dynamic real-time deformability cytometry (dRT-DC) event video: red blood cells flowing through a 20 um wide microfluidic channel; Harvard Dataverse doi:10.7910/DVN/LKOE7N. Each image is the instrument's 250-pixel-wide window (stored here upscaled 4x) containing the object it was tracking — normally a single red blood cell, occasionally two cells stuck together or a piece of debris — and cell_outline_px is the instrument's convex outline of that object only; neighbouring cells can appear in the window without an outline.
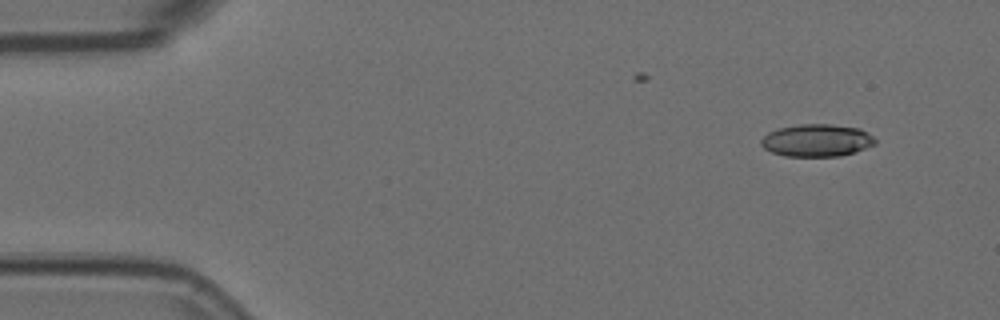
{"species": "Egyptian fruit bat (a non-hibernating species)", "species_latin": "Rousettus aegyptiacus", "temperature_condition": "room temperature", "stored_images_in_passage": 5, "camera_frame_rate_fps": 3000, "um_per_image_px": 0.085, "animal": {"sex": "female"}, "frame": {"image": 1, "passage_image": 1, "time_ms": 0.0, "image_size_px": [1000, 320], "cell_outline_px": [[876, 144], [840, 156], [784, 156], [772, 152], [764, 148], [760, 144], [760, 140], [768, 132], [780, 128], [800, 124], [828, 124], [860, 128], [872, 136], [876, 140]], "centroid_in_image_um": [69.4, 11.93], "position_along_channel_um": 15.6, "area_um2": 21.39}}
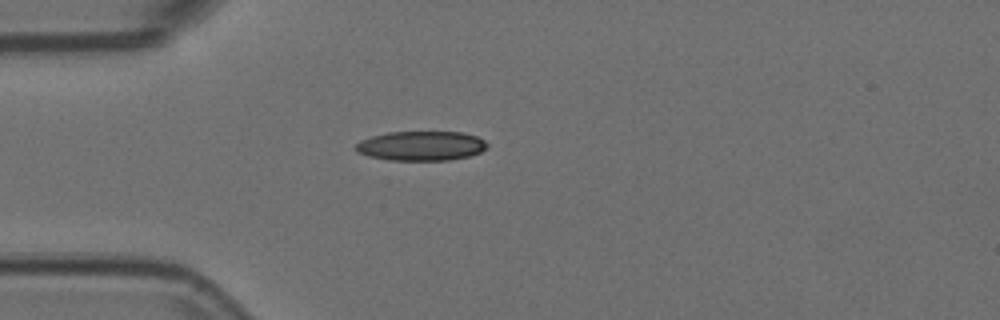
{"frame": {"image": 2, "passage_image": 4, "time_ms": 1.0, "image_size_px": [1000, 320], "cell_outline_px": [[488, 148], [480, 152], [468, 156], [448, 160], [388, 160], [368, 156], [356, 152], [356, 144], [360, 140], [372, 136], [388, 132], [460, 132], [476, 136], [484, 140], [488, 144]], "centroid_in_image_um": [35.79, 12.4], "position_along_channel_um": 49.2, "area_um2": 22.6}}